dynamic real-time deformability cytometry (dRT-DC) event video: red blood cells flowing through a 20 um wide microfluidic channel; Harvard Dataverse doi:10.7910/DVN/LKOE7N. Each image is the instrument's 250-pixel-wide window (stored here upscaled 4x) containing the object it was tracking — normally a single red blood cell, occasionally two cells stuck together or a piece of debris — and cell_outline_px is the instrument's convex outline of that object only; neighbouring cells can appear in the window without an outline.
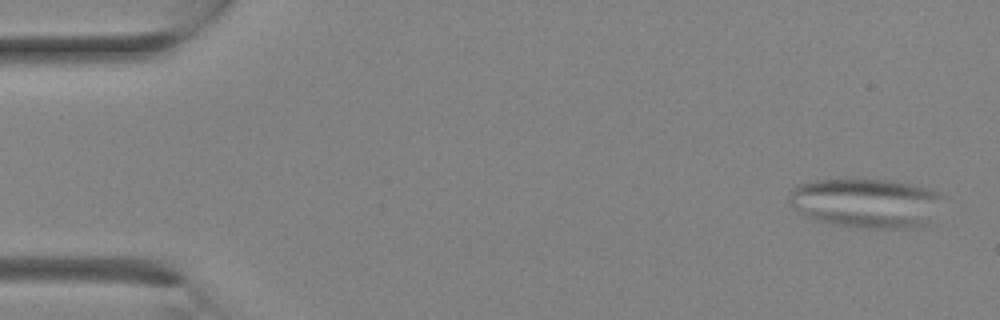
{"species": "Egyptian fruit bat (a non-hibernating species)", "species_latin": "Rousettus aegyptiacus", "temperature_condition": "room temperature", "stored_images_in_passage": 10, "camera_frame_rate_fps": 3000, "um_per_image_px": 0.085, "animal": {"sex": "female"}, "frame": {"image": 1, "passage_image": 1, "time_ms": 0.0, "image_size_px": [1000, 320], "cell_outline_px": [[948, 196], [924, 224], [916, 228], [856, 228], [832, 224], [816, 220], [792, 208], [788, 200], [788, 196], [800, 184], [816, 180], [896, 180], [932, 188]], "centroid_in_image_um": [73.69, 17.25], "position_along_channel_um": 11.3, "area_um2": 44.56}}